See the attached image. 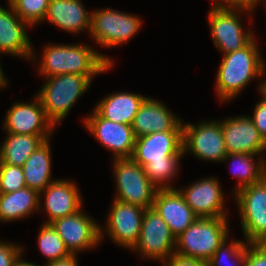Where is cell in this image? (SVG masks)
I'll use <instances>...</instances> for the list:
<instances>
[{
	"label": "cell",
	"mask_w": 266,
	"mask_h": 266,
	"mask_svg": "<svg viewBox=\"0 0 266 266\" xmlns=\"http://www.w3.org/2000/svg\"><path fill=\"white\" fill-rule=\"evenodd\" d=\"M183 131L154 132L136 138L131 158L141 165L158 189H175L171 185L184 157ZM170 181V182H169Z\"/></svg>",
	"instance_id": "6da1fadb"
},
{
	"label": "cell",
	"mask_w": 266,
	"mask_h": 266,
	"mask_svg": "<svg viewBox=\"0 0 266 266\" xmlns=\"http://www.w3.org/2000/svg\"><path fill=\"white\" fill-rule=\"evenodd\" d=\"M39 74L49 78L61 74L98 75L109 71L113 60L84 43L48 44L42 49Z\"/></svg>",
	"instance_id": "7a4b0ae2"
},
{
	"label": "cell",
	"mask_w": 266,
	"mask_h": 266,
	"mask_svg": "<svg viewBox=\"0 0 266 266\" xmlns=\"http://www.w3.org/2000/svg\"><path fill=\"white\" fill-rule=\"evenodd\" d=\"M266 74V66L254 38L240 50L224 54L216 75V95L222 102L240 94L255 78Z\"/></svg>",
	"instance_id": "3957f363"
},
{
	"label": "cell",
	"mask_w": 266,
	"mask_h": 266,
	"mask_svg": "<svg viewBox=\"0 0 266 266\" xmlns=\"http://www.w3.org/2000/svg\"><path fill=\"white\" fill-rule=\"evenodd\" d=\"M96 75L61 74L46 78L36 93L45 115L56 127L66 118L74 104L91 87Z\"/></svg>",
	"instance_id": "277c9868"
},
{
	"label": "cell",
	"mask_w": 266,
	"mask_h": 266,
	"mask_svg": "<svg viewBox=\"0 0 266 266\" xmlns=\"http://www.w3.org/2000/svg\"><path fill=\"white\" fill-rule=\"evenodd\" d=\"M228 217L197 218L176 237L175 254L208 262L229 236Z\"/></svg>",
	"instance_id": "5b68a950"
},
{
	"label": "cell",
	"mask_w": 266,
	"mask_h": 266,
	"mask_svg": "<svg viewBox=\"0 0 266 266\" xmlns=\"http://www.w3.org/2000/svg\"><path fill=\"white\" fill-rule=\"evenodd\" d=\"M112 165L116 184L114 199L145 209L152 208L158 189L151 183L144 168L132 158L113 159Z\"/></svg>",
	"instance_id": "8992f818"
},
{
	"label": "cell",
	"mask_w": 266,
	"mask_h": 266,
	"mask_svg": "<svg viewBox=\"0 0 266 266\" xmlns=\"http://www.w3.org/2000/svg\"><path fill=\"white\" fill-rule=\"evenodd\" d=\"M135 14L111 8L91 12V39L102 47L113 48L128 42L140 31L142 20Z\"/></svg>",
	"instance_id": "52a82bcc"
},
{
	"label": "cell",
	"mask_w": 266,
	"mask_h": 266,
	"mask_svg": "<svg viewBox=\"0 0 266 266\" xmlns=\"http://www.w3.org/2000/svg\"><path fill=\"white\" fill-rule=\"evenodd\" d=\"M242 13L249 15L252 12L225 9L214 5L208 12L211 38L223 55L242 49L256 37L250 29L244 30L240 17Z\"/></svg>",
	"instance_id": "ba28073f"
},
{
	"label": "cell",
	"mask_w": 266,
	"mask_h": 266,
	"mask_svg": "<svg viewBox=\"0 0 266 266\" xmlns=\"http://www.w3.org/2000/svg\"><path fill=\"white\" fill-rule=\"evenodd\" d=\"M248 243H266V177L234 194Z\"/></svg>",
	"instance_id": "9c48e42d"
},
{
	"label": "cell",
	"mask_w": 266,
	"mask_h": 266,
	"mask_svg": "<svg viewBox=\"0 0 266 266\" xmlns=\"http://www.w3.org/2000/svg\"><path fill=\"white\" fill-rule=\"evenodd\" d=\"M183 152L197 159L223 162L227 149L223 138L221 120L201 121L197 124L182 123Z\"/></svg>",
	"instance_id": "30bf717a"
},
{
	"label": "cell",
	"mask_w": 266,
	"mask_h": 266,
	"mask_svg": "<svg viewBox=\"0 0 266 266\" xmlns=\"http://www.w3.org/2000/svg\"><path fill=\"white\" fill-rule=\"evenodd\" d=\"M176 237L167 223L153 209L144 212L140 236L131 249L143 258L161 261L163 264L175 253Z\"/></svg>",
	"instance_id": "8fae6325"
},
{
	"label": "cell",
	"mask_w": 266,
	"mask_h": 266,
	"mask_svg": "<svg viewBox=\"0 0 266 266\" xmlns=\"http://www.w3.org/2000/svg\"><path fill=\"white\" fill-rule=\"evenodd\" d=\"M109 210L106 228L100 227V240L102 241L106 233L112 243L131 250L139 239L146 209L114 199Z\"/></svg>",
	"instance_id": "7c38bea8"
},
{
	"label": "cell",
	"mask_w": 266,
	"mask_h": 266,
	"mask_svg": "<svg viewBox=\"0 0 266 266\" xmlns=\"http://www.w3.org/2000/svg\"><path fill=\"white\" fill-rule=\"evenodd\" d=\"M83 120L86 129L112 152L113 159L131 158L136 140L132 125L106 120L95 110Z\"/></svg>",
	"instance_id": "4fadbf2b"
},
{
	"label": "cell",
	"mask_w": 266,
	"mask_h": 266,
	"mask_svg": "<svg viewBox=\"0 0 266 266\" xmlns=\"http://www.w3.org/2000/svg\"><path fill=\"white\" fill-rule=\"evenodd\" d=\"M93 217L81 209L75 214L56 219L50 224L63 239L71 254L95 248L100 240V227Z\"/></svg>",
	"instance_id": "5bb4252c"
},
{
	"label": "cell",
	"mask_w": 266,
	"mask_h": 266,
	"mask_svg": "<svg viewBox=\"0 0 266 266\" xmlns=\"http://www.w3.org/2000/svg\"><path fill=\"white\" fill-rule=\"evenodd\" d=\"M198 218L227 217L221 184L215 176L198 179L185 188H176Z\"/></svg>",
	"instance_id": "9a60e30c"
},
{
	"label": "cell",
	"mask_w": 266,
	"mask_h": 266,
	"mask_svg": "<svg viewBox=\"0 0 266 266\" xmlns=\"http://www.w3.org/2000/svg\"><path fill=\"white\" fill-rule=\"evenodd\" d=\"M5 133L25 135H51L55 126L45 115L40 98L35 95L33 102L11 105L3 120Z\"/></svg>",
	"instance_id": "2e32d148"
},
{
	"label": "cell",
	"mask_w": 266,
	"mask_h": 266,
	"mask_svg": "<svg viewBox=\"0 0 266 266\" xmlns=\"http://www.w3.org/2000/svg\"><path fill=\"white\" fill-rule=\"evenodd\" d=\"M227 154L248 153L265 157L266 141L247 115L228 117L221 121Z\"/></svg>",
	"instance_id": "e0dca14e"
},
{
	"label": "cell",
	"mask_w": 266,
	"mask_h": 266,
	"mask_svg": "<svg viewBox=\"0 0 266 266\" xmlns=\"http://www.w3.org/2000/svg\"><path fill=\"white\" fill-rule=\"evenodd\" d=\"M8 9L0 5V54L37 60L33 44L27 34L28 23L20 19L9 2ZM1 58V57H0Z\"/></svg>",
	"instance_id": "ac0fdd59"
},
{
	"label": "cell",
	"mask_w": 266,
	"mask_h": 266,
	"mask_svg": "<svg viewBox=\"0 0 266 266\" xmlns=\"http://www.w3.org/2000/svg\"><path fill=\"white\" fill-rule=\"evenodd\" d=\"M72 180L55 179L42 192L39 193V201L43 195L44 203L39 202V207L46 212L50 224L56 219L75 214L83 209L82 197L79 188Z\"/></svg>",
	"instance_id": "d6986e66"
},
{
	"label": "cell",
	"mask_w": 266,
	"mask_h": 266,
	"mask_svg": "<svg viewBox=\"0 0 266 266\" xmlns=\"http://www.w3.org/2000/svg\"><path fill=\"white\" fill-rule=\"evenodd\" d=\"M183 121L167 106L154 98L147 97L135 115L132 129L136 138L164 131H183Z\"/></svg>",
	"instance_id": "ffe728a7"
},
{
	"label": "cell",
	"mask_w": 266,
	"mask_h": 266,
	"mask_svg": "<svg viewBox=\"0 0 266 266\" xmlns=\"http://www.w3.org/2000/svg\"><path fill=\"white\" fill-rule=\"evenodd\" d=\"M152 208L167 223L175 237L198 218L176 188L157 190Z\"/></svg>",
	"instance_id": "44dd1931"
},
{
	"label": "cell",
	"mask_w": 266,
	"mask_h": 266,
	"mask_svg": "<svg viewBox=\"0 0 266 266\" xmlns=\"http://www.w3.org/2000/svg\"><path fill=\"white\" fill-rule=\"evenodd\" d=\"M46 19L69 33L90 32L91 12L82 0H50Z\"/></svg>",
	"instance_id": "7402d4cb"
},
{
	"label": "cell",
	"mask_w": 266,
	"mask_h": 266,
	"mask_svg": "<svg viewBox=\"0 0 266 266\" xmlns=\"http://www.w3.org/2000/svg\"><path fill=\"white\" fill-rule=\"evenodd\" d=\"M147 96L132 92H116L101 98L94 110L103 118L115 123L132 125L135 115Z\"/></svg>",
	"instance_id": "603a6c76"
},
{
	"label": "cell",
	"mask_w": 266,
	"mask_h": 266,
	"mask_svg": "<svg viewBox=\"0 0 266 266\" xmlns=\"http://www.w3.org/2000/svg\"><path fill=\"white\" fill-rule=\"evenodd\" d=\"M51 145L50 139L45 140L28 157L22 166L26 187L42 192L51 182Z\"/></svg>",
	"instance_id": "cb8c5ba5"
},
{
	"label": "cell",
	"mask_w": 266,
	"mask_h": 266,
	"mask_svg": "<svg viewBox=\"0 0 266 266\" xmlns=\"http://www.w3.org/2000/svg\"><path fill=\"white\" fill-rule=\"evenodd\" d=\"M39 193L29 187L2 193L0 196V222H11L24 219L33 211H39Z\"/></svg>",
	"instance_id": "d4e9b609"
},
{
	"label": "cell",
	"mask_w": 266,
	"mask_h": 266,
	"mask_svg": "<svg viewBox=\"0 0 266 266\" xmlns=\"http://www.w3.org/2000/svg\"><path fill=\"white\" fill-rule=\"evenodd\" d=\"M6 134L0 146V161L16 166H23L37 147L51 138V135Z\"/></svg>",
	"instance_id": "484cf974"
},
{
	"label": "cell",
	"mask_w": 266,
	"mask_h": 266,
	"mask_svg": "<svg viewBox=\"0 0 266 266\" xmlns=\"http://www.w3.org/2000/svg\"><path fill=\"white\" fill-rule=\"evenodd\" d=\"M256 155L248 153H232L227 154L223 162H231L233 177L238 179L236 188L232 191V195L244 187L262 181L266 177V160L261 155L258 156L257 161L254 158Z\"/></svg>",
	"instance_id": "4316f807"
},
{
	"label": "cell",
	"mask_w": 266,
	"mask_h": 266,
	"mask_svg": "<svg viewBox=\"0 0 266 266\" xmlns=\"http://www.w3.org/2000/svg\"><path fill=\"white\" fill-rule=\"evenodd\" d=\"M228 240H230L229 237L224 239L219 245L218 249L208 261V266H224L226 262L230 264L228 266H245L248 242L240 240L229 242Z\"/></svg>",
	"instance_id": "83f0119b"
},
{
	"label": "cell",
	"mask_w": 266,
	"mask_h": 266,
	"mask_svg": "<svg viewBox=\"0 0 266 266\" xmlns=\"http://www.w3.org/2000/svg\"><path fill=\"white\" fill-rule=\"evenodd\" d=\"M37 246L46 257L47 263L67 257L71 253L67 250L63 239L51 224L43 223L38 233Z\"/></svg>",
	"instance_id": "f1b7e54d"
},
{
	"label": "cell",
	"mask_w": 266,
	"mask_h": 266,
	"mask_svg": "<svg viewBox=\"0 0 266 266\" xmlns=\"http://www.w3.org/2000/svg\"><path fill=\"white\" fill-rule=\"evenodd\" d=\"M50 0H8L17 16L30 26L45 21Z\"/></svg>",
	"instance_id": "f546056e"
},
{
	"label": "cell",
	"mask_w": 266,
	"mask_h": 266,
	"mask_svg": "<svg viewBox=\"0 0 266 266\" xmlns=\"http://www.w3.org/2000/svg\"><path fill=\"white\" fill-rule=\"evenodd\" d=\"M26 187L22 166L0 161V188L2 193H12Z\"/></svg>",
	"instance_id": "4dcf8cb0"
},
{
	"label": "cell",
	"mask_w": 266,
	"mask_h": 266,
	"mask_svg": "<svg viewBox=\"0 0 266 266\" xmlns=\"http://www.w3.org/2000/svg\"><path fill=\"white\" fill-rule=\"evenodd\" d=\"M23 254L21 245L0 240V266H14Z\"/></svg>",
	"instance_id": "1f68e13d"
},
{
	"label": "cell",
	"mask_w": 266,
	"mask_h": 266,
	"mask_svg": "<svg viewBox=\"0 0 266 266\" xmlns=\"http://www.w3.org/2000/svg\"><path fill=\"white\" fill-rule=\"evenodd\" d=\"M245 266H266V243H248Z\"/></svg>",
	"instance_id": "d6a6232c"
},
{
	"label": "cell",
	"mask_w": 266,
	"mask_h": 266,
	"mask_svg": "<svg viewBox=\"0 0 266 266\" xmlns=\"http://www.w3.org/2000/svg\"><path fill=\"white\" fill-rule=\"evenodd\" d=\"M262 0H213V5L225 9H241L255 11Z\"/></svg>",
	"instance_id": "836d02e7"
},
{
	"label": "cell",
	"mask_w": 266,
	"mask_h": 266,
	"mask_svg": "<svg viewBox=\"0 0 266 266\" xmlns=\"http://www.w3.org/2000/svg\"><path fill=\"white\" fill-rule=\"evenodd\" d=\"M249 117L253 120L258 132L266 141V100L264 98H261L255 105L253 114Z\"/></svg>",
	"instance_id": "e575fe53"
},
{
	"label": "cell",
	"mask_w": 266,
	"mask_h": 266,
	"mask_svg": "<svg viewBox=\"0 0 266 266\" xmlns=\"http://www.w3.org/2000/svg\"><path fill=\"white\" fill-rule=\"evenodd\" d=\"M164 264L163 266H208V262L179 256L175 253Z\"/></svg>",
	"instance_id": "d590c367"
},
{
	"label": "cell",
	"mask_w": 266,
	"mask_h": 266,
	"mask_svg": "<svg viewBox=\"0 0 266 266\" xmlns=\"http://www.w3.org/2000/svg\"><path fill=\"white\" fill-rule=\"evenodd\" d=\"M77 257V254H70L67 257L46 263L44 266H78Z\"/></svg>",
	"instance_id": "8d00e7d4"
},
{
	"label": "cell",
	"mask_w": 266,
	"mask_h": 266,
	"mask_svg": "<svg viewBox=\"0 0 266 266\" xmlns=\"http://www.w3.org/2000/svg\"><path fill=\"white\" fill-rule=\"evenodd\" d=\"M262 80L261 81H259L260 83H259V93H261L260 95H261V97L262 98H264L265 100H266V79L264 78H261Z\"/></svg>",
	"instance_id": "74e56055"
},
{
	"label": "cell",
	"mask_w": 266,
	"mask_h": 266,
	"mask_svg": "<svg viewBox=\"0 0 266 266\" xmlns=\"http://www.w3.org/2000/svg\"><path fill=\"white\" fill-rule=\"evenodd\" d=\"M8 85H9L8 81L6 79V76H5L4 72H3V69H2V66H1V63H0V90H1V88L7 87Z\"/></svg>",
	"instance_id": "f35d334b"
},
{
	"label": "cell",
	"mask_w": 266,
	"mask_h": 266,
	"mask_svg": "<svg viewBox=\"0 0 266 266\" xmlns=\"http://www.w3.org/2000/svg\"><path fill=\"white\" fill-rule=\"evenodd\" d=\"M14 266H40L39 264L36 265L33 262L25 261V259L20 258V260ZM43 266V265H42Z\"/></svg>",
	"instance_id": "ab89813d"
},
{
	"label": "cell",
	"mask_w": 266,
	"mask_h": 266,
	"mask_svg": "<svg viewBox=\"0 0 266 266\" xmlns=\"http://www.w3.org/2000/svg\"><path fill=\"white\" fill-rule=\"evenodd\" d=\"M261 2H263V3H264L263 7L265 6V9H266V0H264V1H261Z\"/></svg>",
	"instance_id": "60d3db41"
}]
</instances>
